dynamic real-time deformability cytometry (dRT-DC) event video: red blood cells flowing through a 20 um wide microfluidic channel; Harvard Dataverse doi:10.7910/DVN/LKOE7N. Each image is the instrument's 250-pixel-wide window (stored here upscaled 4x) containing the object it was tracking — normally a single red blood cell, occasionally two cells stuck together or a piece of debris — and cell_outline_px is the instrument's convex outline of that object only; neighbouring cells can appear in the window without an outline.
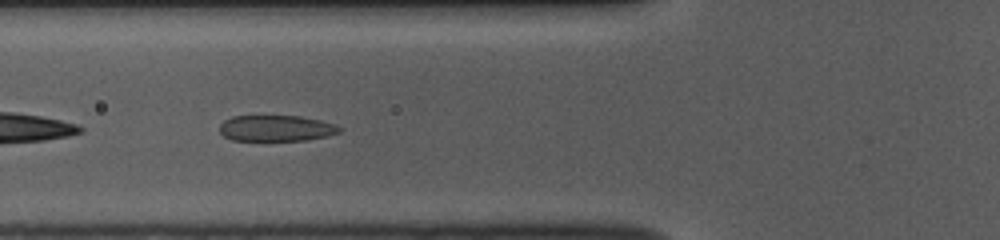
{"species": "common noctule bat (a hibernating species)", "species_latin": "Nyctalus noctula", "temperature_condition": "room temperature", "stored_images_in_passage": 38, "camera_frame_rate_fps": 3000, "um_per_image_px": 0.085, "animal": {"sex": "female", "body_mass_g": 10.0, "forearm_length_mm": 53.1}, "frame": {"image": 1, "passage_image": 5, "time_ms": 1.333, "image_size_px": [1000, 240], "cell_outline_px": [[340, 132], [328, 136], [308, 140], [232, 140], [224, 136], [220, 132], [220, 124], [224, 120], [232, 116], [300, 116], [320, 120], [336, 124], [340, 128]], "centroid_in_image_um": [23.48, 10.9], "position_along_channel_um": 102.3, "area_um2": 18.15}}
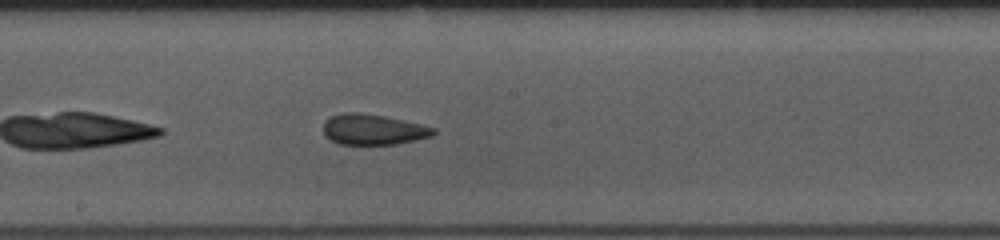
{"frame": {"image": 2, "passage_image": 14, "time_ms": 4.333, "image_size_px": [1000, 240], "cell_outline_px": [[436, 132], [432, 136], [396, 144], [340, 144], [324, 136], [324, 120], [328, 116], [340, 112], [356, 112], [384, 116], [420, 124], [436, 128]], "centroid_in_image_um": [31.68, 10.99], "position_along_channel_um": 216.5, "area_um2": 19.65}}
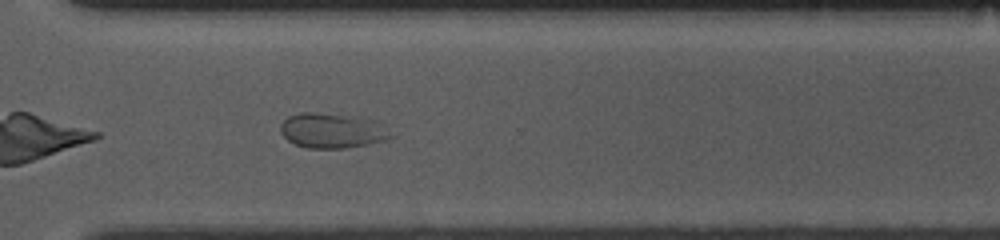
{"frame": {"image": 3, "passage_image": 24, "time_ms": 7.667, "image_size_px": [1000, 240], "cell_outline_px": [[392, 136], [384, 140], [368, 144], [344, 148], [304, 148], [288, 140], [280, 132], [280, 124], [288, 116], [300, 112], [316, 112], [344, 116], [368, 120], [380, 124]], "centroid_in_image_um": [28.12, 11.12], "position_along_channel_um": 342.5, "area_um2": 21.85}, "authors_computed_cell_mechanics": {"area_um2": 20.4323, "velocity_mm_per_s": 3.7859, "shape_relaxation_time_tau1_ms": 5.1081, "shape_relaxation_time_tau2_ms": null, "deformation_change_tau1": 0.1306, "deformation_change_tau2": null}}